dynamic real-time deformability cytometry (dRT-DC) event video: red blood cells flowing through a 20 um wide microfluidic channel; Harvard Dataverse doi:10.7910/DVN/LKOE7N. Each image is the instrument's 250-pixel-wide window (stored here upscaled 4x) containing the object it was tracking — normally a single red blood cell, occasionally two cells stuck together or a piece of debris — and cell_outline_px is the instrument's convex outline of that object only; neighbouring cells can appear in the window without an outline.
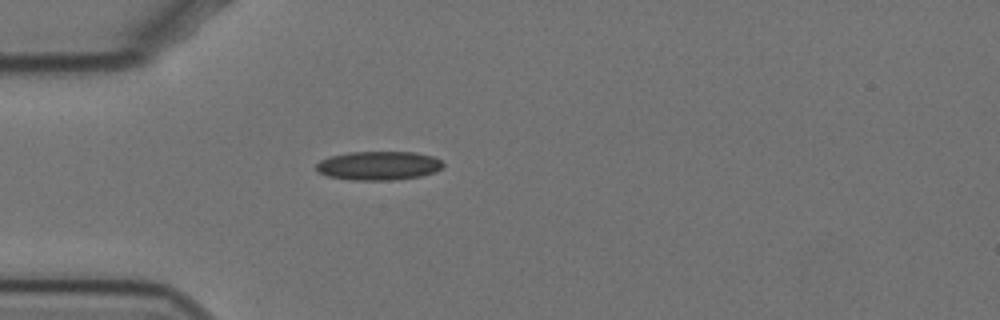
{"species": "Egyptian fruit bat (a non-hibernating species)", "species_latin": "Rousettus aegyptiacus", "temperature_condition": "cold", "stored_images_in_passage": 21, "camera_frame_rate_fps": 3000, "um_per_image_px": 0.085, "animal": {"sex": "female"}, "frame": {"image": 1, "passage_image": 1, "time_ms": 0.0, "image_size_px": [1000, 320], "cell_outline_px": [[444, 164], [436, 172], [420, 176], [392, 180], [352, 180], [328, 176], [316, 172], [316, 164], [320, 160], [328, 156], [348, 152], [416, 152], [432, 156], [440, 160]], "centroid_in_image_um": [32.14, 14.08], "position_along_channel_um": 52.9, "area_um2": 21.44}}
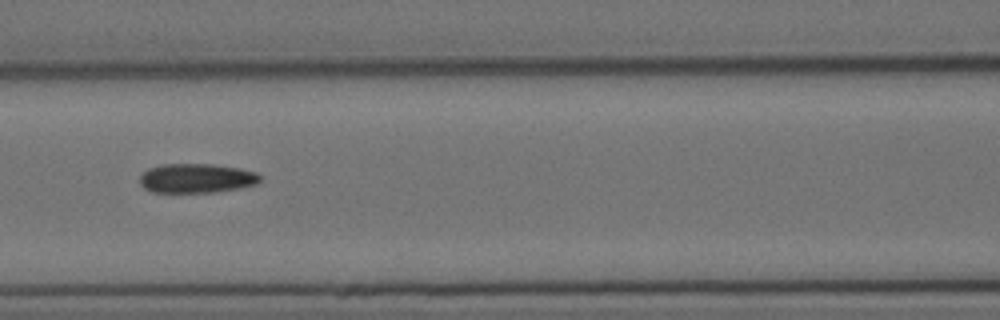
{"frame": {"image": 2, "passage_image": 10, "time_ms": 3.0, "image_size_px": [1000, 320], "cell_outline_px": [[260, 180], [256, 184], [240, 188], [212, 192], [152, 192], [144, 188], [140, 184], [140, 176], [148, 168], [164, 164], [212, 164], [240, 168], [256, 172], [260, 176]], "centroid_in_image_um": [16.7, 15.15], "position_along_channel_um": 149.9, "area_um2": 20.52}}
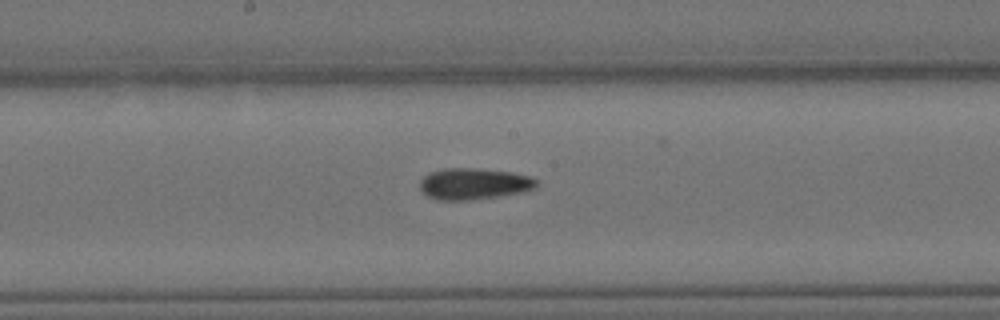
{"frame": {"image": 3, "passage_image": 15, "time_ms": 4.667, "image_size_px": [1000, 320], "cell_outline_px": [[536, 188], [520, 192], [500, 196], [472, 200], [436, 200], [428, 196], [420, 188], [420, 180], [428, 172], [444, 168], [472, 168], [512, 172], [532, 176], [536, 180]], "centroid_in_image_um": [40.26, 15.62], "position_along_channel_um": 207.9, "area_um2": 21.39}}